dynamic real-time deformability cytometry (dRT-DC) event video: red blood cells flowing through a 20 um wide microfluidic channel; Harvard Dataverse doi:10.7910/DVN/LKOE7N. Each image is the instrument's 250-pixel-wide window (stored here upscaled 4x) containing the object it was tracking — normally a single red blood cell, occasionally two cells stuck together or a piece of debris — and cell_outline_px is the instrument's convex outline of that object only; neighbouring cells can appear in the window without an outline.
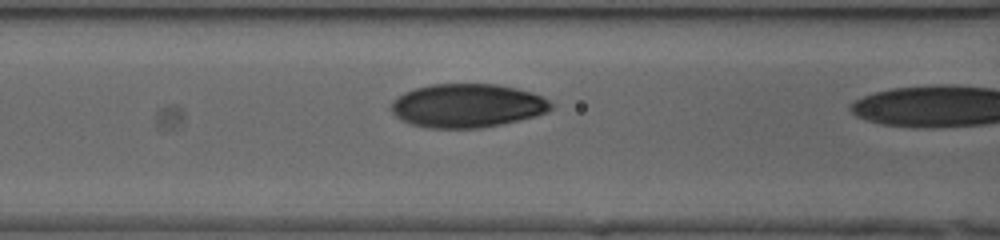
{"species": "human", "species_latin": "Homo sapiens", "temperature_condition": "cold", "stored_images_in_passage": 16, "camera_frame_rate_fps": 3000, "um_per_image_px": 0.085, "donor": {"sex": "female"}, "frame": {"image": 1, "passage_image": 15, "time_ms": 4.667, "image_size_px": [1000, 240], "cell_outline_px": [[552, 108], [548, 112], [536, 116], [500, 124], [480, 128], [428, 128], [412, 124], [396, 116], [392, 112], [392, 100], [396, 96], [404, 92], [416, 88], [432, 84], [496, 84], [516, 88], [532, 92], [548, 100], [552, 104]], "centroid_in_image_um": [39.72, 8.98], "position_along_channel_um": 126.9, "area_um2": 40.58}}